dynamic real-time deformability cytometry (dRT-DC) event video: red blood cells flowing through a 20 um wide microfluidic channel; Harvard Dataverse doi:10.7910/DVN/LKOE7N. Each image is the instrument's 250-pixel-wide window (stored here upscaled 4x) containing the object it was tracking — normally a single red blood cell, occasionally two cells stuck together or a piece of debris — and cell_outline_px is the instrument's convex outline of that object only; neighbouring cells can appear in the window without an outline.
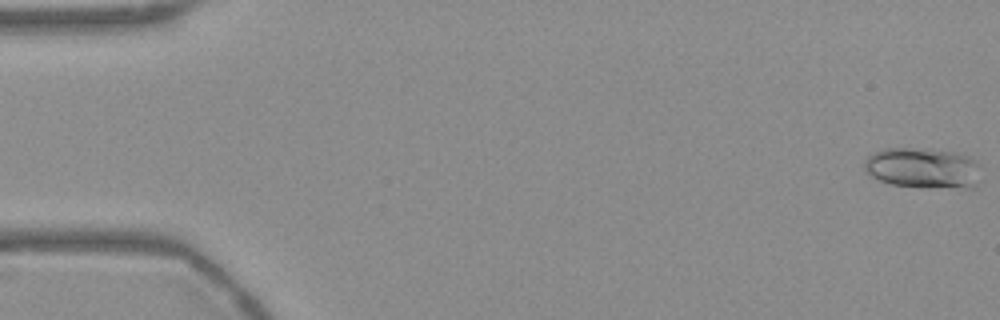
{"species": "Egyptian fruit bat (a non-hibernating species)", "species_latin": "Rousettus aegyptiacus", "temperature_condition": "warm", "stored_images_in_passage": 54, "camera_frame_rate_fps": 3000, "um_per_image_px": 0.085, "frame": {"image": 1, "passage_image": 1, "time_ms": 0.0, "image_size_px": [1000, 320], "cell_outline_px": [[980, 164], [972, 188], [920, 188], [892, 184], [880, 180], [864, 172], [864, 160], [872, 152], [884, 148], [912, 148], [952, 152], [968, 156], [976, 160]], "centroid_in_image_um": [78.38, 14.29], "position_along_channel_um": 6.6, "area_um2": 27.63}}
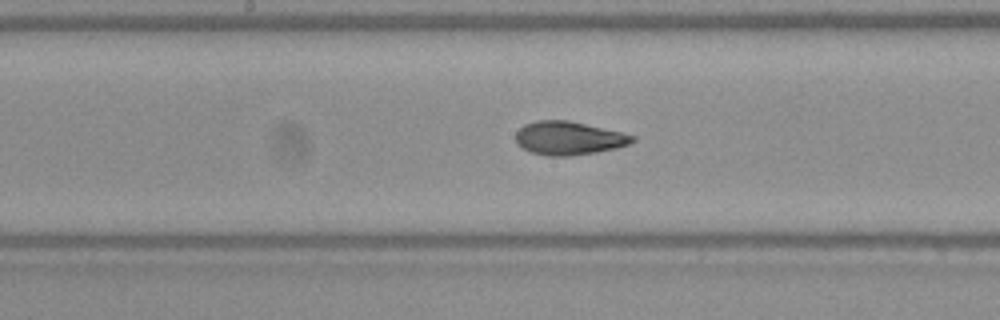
{"frame": {"image": 2, "passage_image": 28, "time_ms": 9.0, "image_size_px": [1000, 320], "cell_outline_px": [[636, 140], [628, 144], [616, 148], [596, 152], [568, 156], [548, 156], [532, 152], [516, 144], [516, 132], [524, 124], [536, 120], [568, 120], [620, 132], [636, 136]], "centroid_in_image_um": [48.32, 11.74], "position_along_channel_um": 199.9, "area_um2": 22.6}}
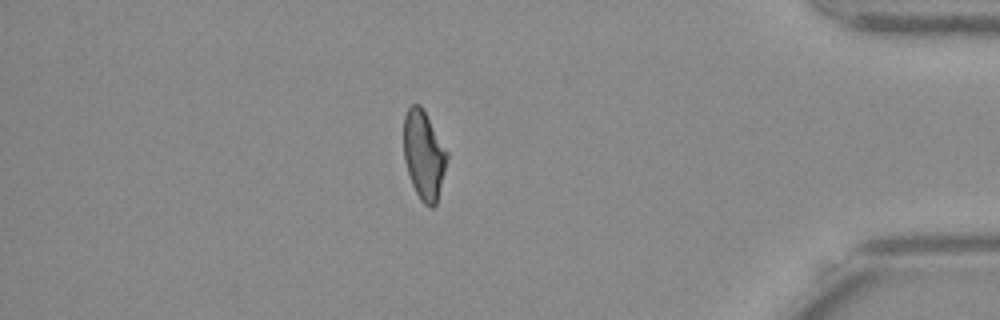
{"frame": {"image": 3, "passage_image": 47, "time_ms": 15.333, "image_size_px": [1000, 320], "cell_outline_px": [[448, 156], [436, 204], [432, 208], [424, 204], [420, 200], [412, 184], [404, 160], [404, 116], [408, 108], [412, 104], [420, 104], [448, 152]], "centroid_in_image_um": [36.02, 13.18], "position_along_channel_um": 399.2, "area_um2": 22.14}, "authors_computed_cell_mechanics": {"area_um2": 22.831, "velocity_mm_per_s": 3.7576, "shape_relaxation_time_tau1_ms": 7.2105, "shape_relaxation_time_tau2_ms": 2.063, "deformation_change_tau1": 0.2064, "deformation_change_tau2": 0.0884}}